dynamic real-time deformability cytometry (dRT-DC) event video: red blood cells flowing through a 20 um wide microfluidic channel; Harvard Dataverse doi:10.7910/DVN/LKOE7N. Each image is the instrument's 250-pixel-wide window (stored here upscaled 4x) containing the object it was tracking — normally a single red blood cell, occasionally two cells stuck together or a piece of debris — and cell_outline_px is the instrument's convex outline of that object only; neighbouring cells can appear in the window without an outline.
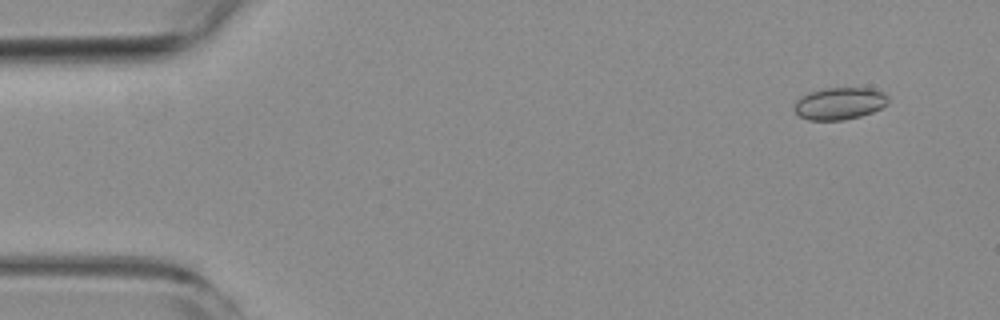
{"species": "common noctule bat (a hibernating species)", "species_latin": "Nyctalus noctula", "temperature_condition": "room temperature", "stored_images_in_passage": 11, "camera_frame_rate_fps": 3000, "um_per_image_px": 0.085, "animal": {"sex": "female", "body_mass_g": 19.3, "forearm_length_mm": 54.1}, "frame": {"image": 1, "passage_image": 4, "time_ms": 1.0, "image_size_px": [1000, 320], "cell_outline_px": [[888, 104], [872, 112], [860, 116], [844, 120], [808, 120], [800, 116], [792, 108], [796, 100], [800, 96], [824, 88], [872, 88], [884, 92], [888, 96]], "centroid_in_image_um": [71.36, 8.79], "position_along_channel_um": 13.6, "area_um2": 17.69}}